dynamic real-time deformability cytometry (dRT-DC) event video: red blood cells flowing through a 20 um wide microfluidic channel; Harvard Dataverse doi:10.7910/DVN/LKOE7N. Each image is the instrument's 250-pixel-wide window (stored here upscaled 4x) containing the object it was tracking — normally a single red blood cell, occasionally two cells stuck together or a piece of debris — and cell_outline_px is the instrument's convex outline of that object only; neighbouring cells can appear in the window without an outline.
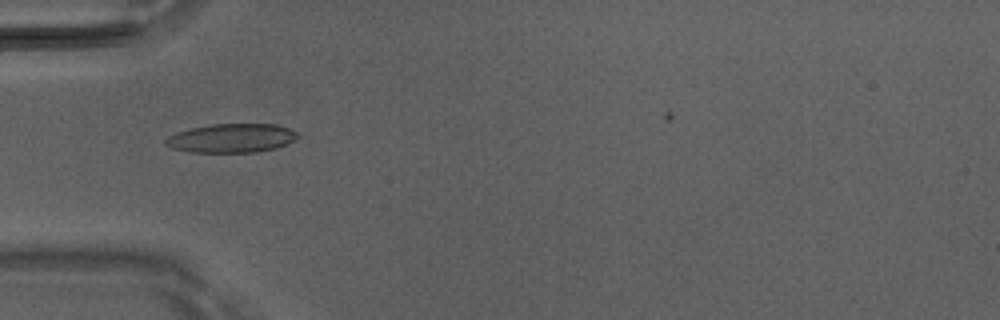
{"species": "Egyptian fruit bat (a non-hibernating species)", "species_latin": "Rousettus aegyptiacus", "temperature_condition": "room temperature", "stored_images_in_passage": 2, "camera_frame_rate_fps": 3000, "um_per_image_px": 0.085, "animal": {"sex": "male"}, "frame": {"image": 1, "passage_image": 2, "time_ms": 0.333, "image_size_px": [1000, 320], "cell_outline_px": [[300, 136], [276, 148], [256, 152], [192, 152], [172, 148], [164, 144], [164, 140], [168, 136], [176, 132], [192, 128], [212, 124], [276, 124], [288, 128], [296, 132]], "centroid_in_image_um": [19.65, 11.74], "position_along_channel_um": 65.4, "area_um2": 22.08}}